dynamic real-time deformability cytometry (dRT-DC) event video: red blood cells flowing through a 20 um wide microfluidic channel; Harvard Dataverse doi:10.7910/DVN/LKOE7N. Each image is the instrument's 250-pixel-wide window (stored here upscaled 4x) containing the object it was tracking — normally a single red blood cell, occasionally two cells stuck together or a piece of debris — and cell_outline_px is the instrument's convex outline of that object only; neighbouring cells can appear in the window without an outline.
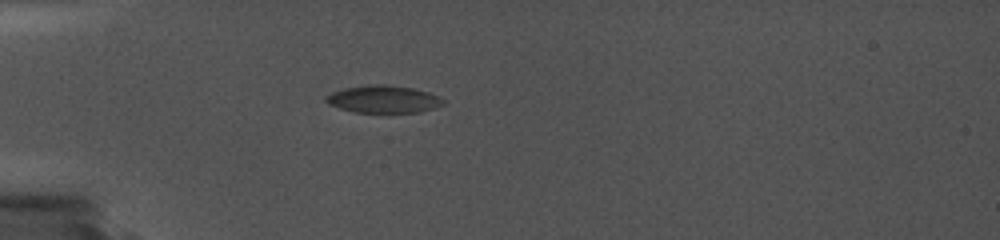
{"species": "common noctule bat (a hibernating species)", "species_latin": "Nyctalus noctula", "temperature_condition": "cold", "stored_images_in_passage": 32, "camera_frame_rate_fps": 5000, "um_per_image_px": 0.085, "animal": {"sex": "female", "body_mass_g": 19.0, "forearm_length_mm": 56.7}, "frame": {"image": 1, "passage_image": 1, "time_ms": 0.0, "image_size_px": [1000, 240], "cell_outline_px": [[444, 104], [420, 112], [356, 112], [340, 108], [328, 104], [324, 100], [324, 96], [332, 92], [344, 88], [368, 84], [384, 84], [412, 88], [428, 92], [440, 96], [444, 100]], "centroid_in_image_um": [32.57, 8.42], "position_along_channel_um": 52.4, "area_um2": 18.73}}
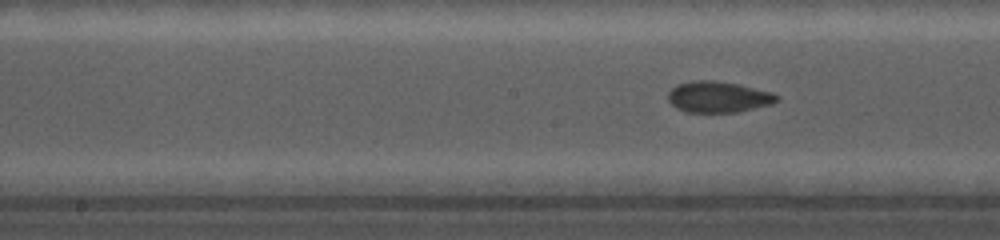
{"frame": {"image": 2, "passage_image": 15, "time_ms": 4.2, "image_size_px": [1000, 240], "cell_outline_px": [[780, 100], [772, 104], [736, 112], [688, 112], [676, 108], [668, 100], [668, 92], [676, 84], [696, 80], [704, 80], [736, 84], [772, 92], [780, 96]], "centroid_in_image_um": [61.06, 8.25], "position_along_channel_um": 187.1, "area_um2": 19.54}}
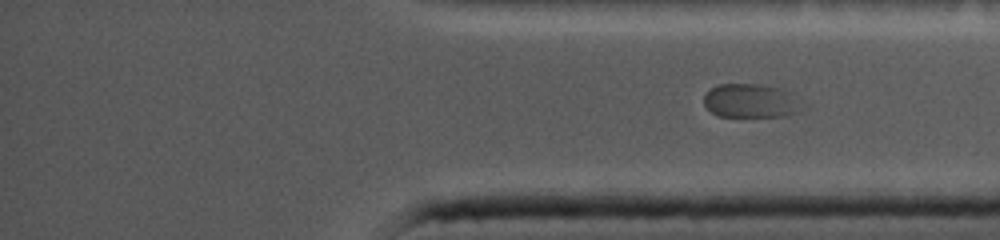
{"frame": {"image": 3, "passage_image": 32, "time_ms": 9.2, "image_size_px": [1000, 240], "cell_outline_px": [[800, 112], [788, 116], [716, 116], [704, 104], [704, 96], [716, 84], [760, 84], [784, 88], [788, 92]], "centroid_in_image_um": [63.72, 8.56], "position_along_channel_um": 371.5, "area_um2": 18.9}}